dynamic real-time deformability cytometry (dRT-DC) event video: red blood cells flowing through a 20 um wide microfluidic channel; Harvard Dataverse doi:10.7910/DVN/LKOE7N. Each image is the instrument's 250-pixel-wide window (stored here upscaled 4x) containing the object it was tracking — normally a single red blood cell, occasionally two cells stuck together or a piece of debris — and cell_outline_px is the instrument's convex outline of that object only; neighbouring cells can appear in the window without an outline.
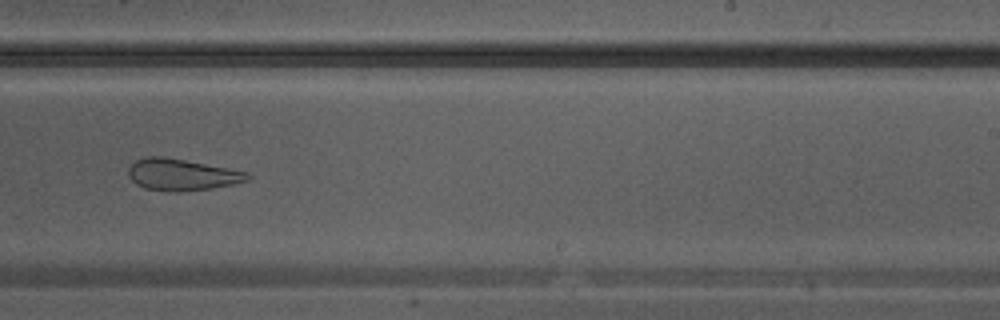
{"species": "Egyptian fruit bat (a non-hibernating species)", "species_latin": "Rousettus aegyptiacus", "temperature_condition": "warm", "stored_images_in_passage": 28, "camera_frame_rate_fps": 3000, "um_per_image_px": 0.085, "animal": {"sex": "male"}, "frame": {"image": 1, "passage_image": 16, "time_ms": 5.0, "image_size_px": [1000, 320], "cell_outline_px": [[252, 176], [248, 180], [232, 184], [212, 188], [180, 192], [172, 192], [144, 188], [136, 184], [128, 176], [128, 168], [136, 160], [148, 156], [164, 156], [248, 172]], "centroid_in_image_um": [15.43, 14.85], "position_along_channel_um": 273.6, "area_um2": 21.91}}